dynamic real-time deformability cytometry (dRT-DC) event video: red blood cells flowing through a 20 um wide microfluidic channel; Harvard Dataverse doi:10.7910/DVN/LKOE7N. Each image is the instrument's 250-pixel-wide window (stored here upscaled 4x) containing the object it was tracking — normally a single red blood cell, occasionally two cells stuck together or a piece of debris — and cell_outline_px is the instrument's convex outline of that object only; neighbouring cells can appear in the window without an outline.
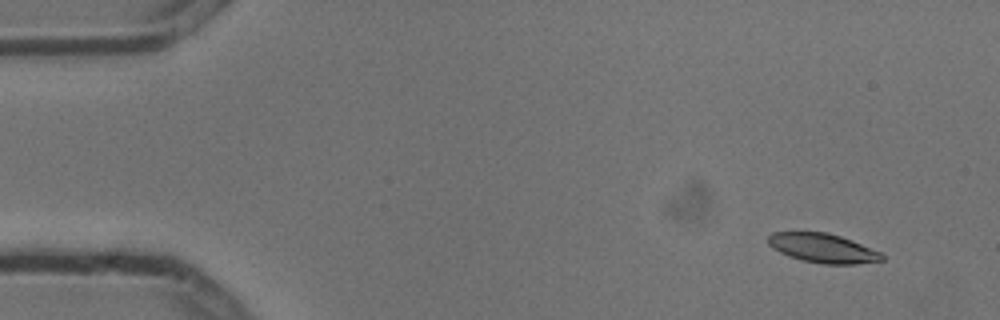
{"species": "common noctule bat (a hibernating species)", "species_latin": "Nyctalus noctula", "temperature_condition": "cold", "stored_images_in_passage": 4, "camera_frame_rate_fps": 3000, "um_per_image_px": 0.085, "animal": {"sex": "male", "body_mass_g": 13.3}, "frame": {"image": 1, "passage_image": 1, "time_ms": 0.0, "image_size_px": [1000, 320], "cell_outline_px": [[884, 260], [856, 264], [824, 264], [804, 260], [788, 256], [772, 248], [768, 244], [768, 236], [772, 232], [824, 232], [840, 236], [852, 240], [880, 252], [884, 256]], "centroid_in_image_um": [69.93, 21.09], "position_along_channel_um": 15.1, "area_um2": 19.25}}
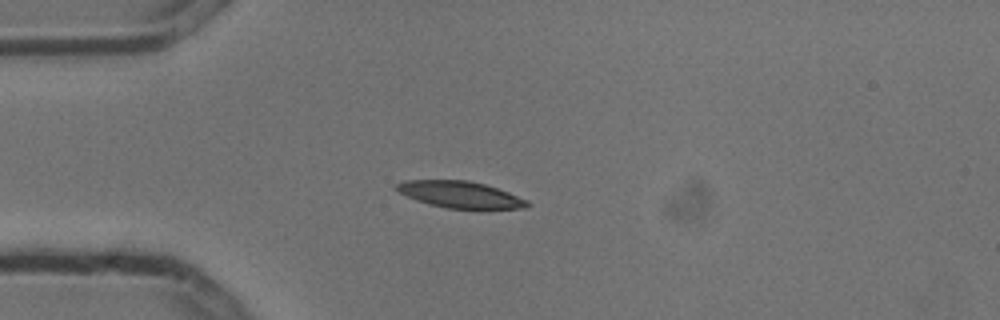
{"frame": {"image": 2, "passage_image": 4, "time_ms": 1.0, "image_size_px": [1000, 320], "cell_outline_px": [[532, 204], [528, 208], [448, 208], [428, 204], [416, 200], [400, 192], [396, 188], [396, 184], [404, 180], [468, 180], [484, 184], [508, 192], [528, 200]], "centroid_in_image_um": [39.14, 16.53], "position_along_channel_um": 45.9, "area_um2": 20.06}}